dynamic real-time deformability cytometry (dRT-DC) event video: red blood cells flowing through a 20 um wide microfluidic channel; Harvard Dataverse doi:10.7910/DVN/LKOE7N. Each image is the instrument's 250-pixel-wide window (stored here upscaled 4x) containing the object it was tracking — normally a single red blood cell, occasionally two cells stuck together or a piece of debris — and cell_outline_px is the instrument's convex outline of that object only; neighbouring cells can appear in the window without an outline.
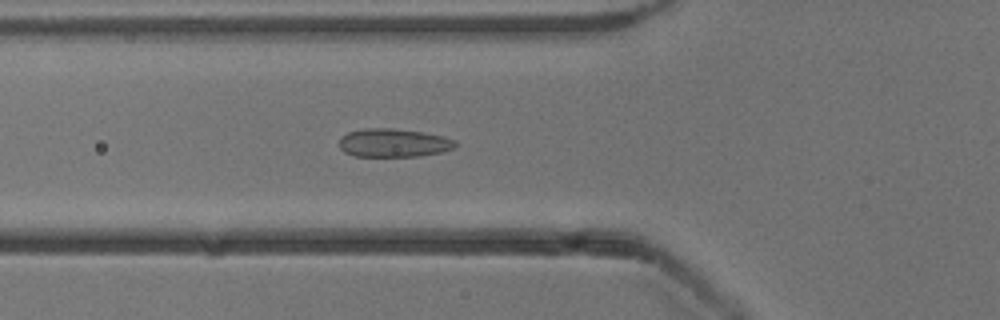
{"species": "common noctule bat (a hibernating species)", "species_latin": "Nyctalus noctula", "temperature_condition": "cold", "stored_images_in_passage": 52, "camera_frame_rate_fps": 3000, "um_per_image_px": 0.085, "animal": {"sex": "male", "body_mass_g": 13.3}, "frame": {"image": 1, "passage_image": 19, "time_ms": 6.0, "image_size_px": [1000, 320], "cell_outline_px": [[456, 148], [440, 152], [416, 156], [352, 156], [344, 152], [340, 148], [340, 136], [348, 132], [364, 128], [392, 128], [424, 132], [444, 136], [456, 140]], "centroid_in_image_um": [33.45, 12.13], "position_along_channel_um": 92.4, "area_um2": 19.36}}
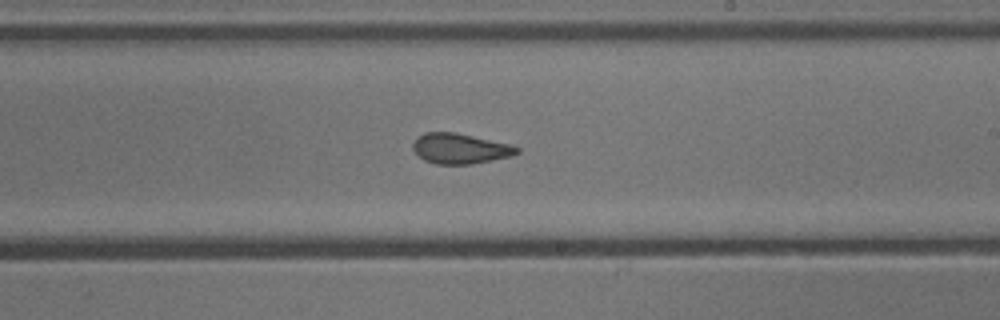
{"frame": {"image": 2, "passage_image": 31, "time_ms": 10.0, "image_size_px": [1000, 320], "cell_outline_px": [[520, 152], [512, 156], [472, 164], [436, 164], [424, 160], [412, 148], [412, 144], [416, 136], [424, 132], [456, 132], [508, 144], [520, 148]], "centroid_in_image_um": [39.08, 12.62], "position_along_channel_um": 249.9, "area_um2": 18.38}}
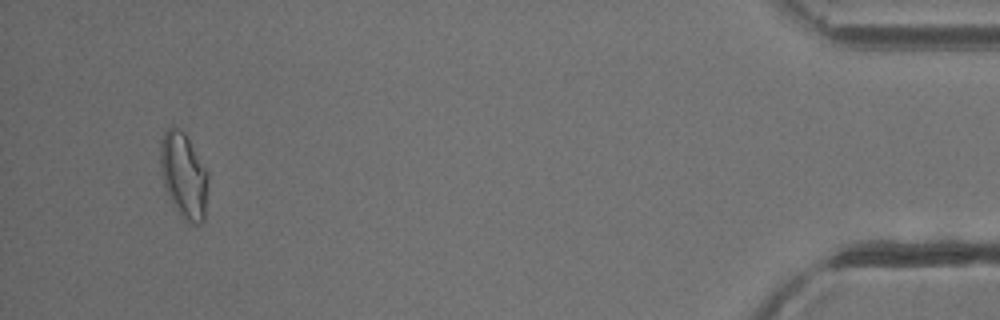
{"frame": {"image": 3, "passage_image": 50, "time_ms": 16.333, "image_size_px": [1000, 320], "cell_outline_px": [[208, 180], [204, 220], [200, 224], [188, 224], [180, 216], [172, 204], [164, 184], [160, 168], [160, 140], [164, 132], [172, 124], [184, 132], [208, 172]], "centroid_in_image_um": [15.61, 14.92], "position_along_channel_um": 419.6, "area_um2": 23.99}, "authors_computed_cell_mechanics": {"area_um2": 19.8543, "velocity_mm_per_s": 3.9127, "shape_relaxation_time_tau1_ms": null, "shape_relaxation_time_tau2_ms": 1.7297, "deformation_change_tau1": null, "deformation_change_tau2": 0.0636}}